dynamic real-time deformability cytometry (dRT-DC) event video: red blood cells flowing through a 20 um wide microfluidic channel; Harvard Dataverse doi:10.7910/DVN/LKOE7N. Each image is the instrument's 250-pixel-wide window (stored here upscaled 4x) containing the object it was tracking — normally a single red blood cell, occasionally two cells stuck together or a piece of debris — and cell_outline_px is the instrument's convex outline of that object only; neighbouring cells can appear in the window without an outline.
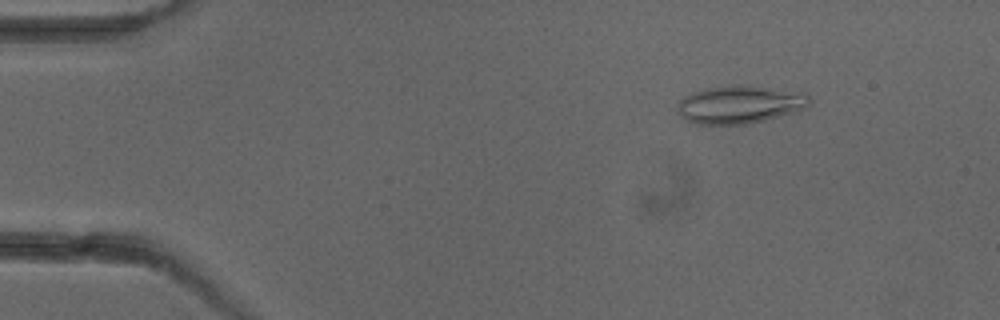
{"species": "common noctule bat (a hibernating species)", "species_latin": "Nyctalus noctula", "temperature_condition": "cold", "stored_images_in_passage": 3, "camera_frame_rate_fps": 3000, "um_per_image_px": 0.085, "animal": {"sex": "female"}, "frame": {"image": 1, "passage_image": 1, "time_ms": 0.0, "image_size_px": [1000, 320], "cell_outline_px": [[808, 104], [804, 108], [792, 112], [764, 120], [744, 124], [696, 124], [688, 120], [676, 112], [676, 104], [684, 96], [692, 92], [704, 88], [736, 84], [740, 84], [804, 92], [808, 96]], "centroid_in_image_um": [62.81, 8.86], "position_along_channel_um": 22.2, "area_um2": 29.07}}